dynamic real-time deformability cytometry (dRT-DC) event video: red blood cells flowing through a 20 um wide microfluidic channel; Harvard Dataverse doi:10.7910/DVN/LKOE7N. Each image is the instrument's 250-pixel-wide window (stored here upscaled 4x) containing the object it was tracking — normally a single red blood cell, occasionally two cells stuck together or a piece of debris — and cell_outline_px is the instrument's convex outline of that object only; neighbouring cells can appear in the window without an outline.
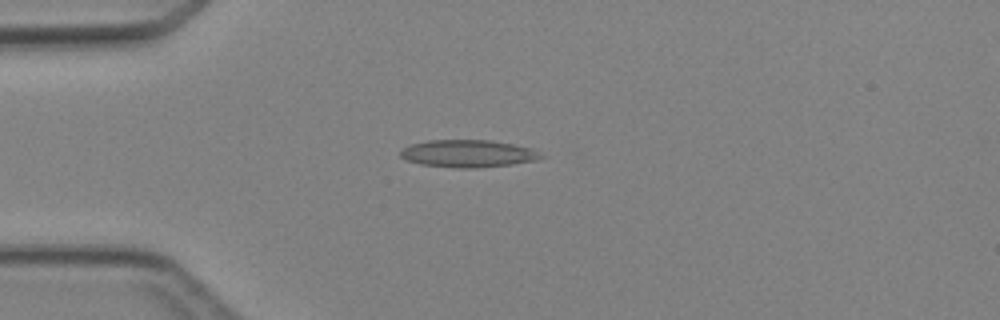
{"species": "Egyptian fruit bat (a non-hibernating species)", "species_latin": "Rousettus aegyptiacus", "temperature_condition": "cold", "stored_images_in_passage": 4, "camera_frame_rate_fps": 3000, "um_per_image_px": 0.085, "animal": {"sex": "female"}, "frame": {"image": 1, "passage_image": 3, "time_ms": 2.333, "image_size_px": [1000, 320], "cell_outline_px": [[544, 156], [536, 160], [512, 164], [476, 168], [456, 168], [420, 164], [404, 160], [400, 156], [400, 152], [404, 148], [412, 144], [428, 140], [488, 140], [512, 144], [532, 148]], "centroid_in_image_um": [39.76, 13.06], "position_along_channel_um": 45.2, "area_um2": 22.37}}